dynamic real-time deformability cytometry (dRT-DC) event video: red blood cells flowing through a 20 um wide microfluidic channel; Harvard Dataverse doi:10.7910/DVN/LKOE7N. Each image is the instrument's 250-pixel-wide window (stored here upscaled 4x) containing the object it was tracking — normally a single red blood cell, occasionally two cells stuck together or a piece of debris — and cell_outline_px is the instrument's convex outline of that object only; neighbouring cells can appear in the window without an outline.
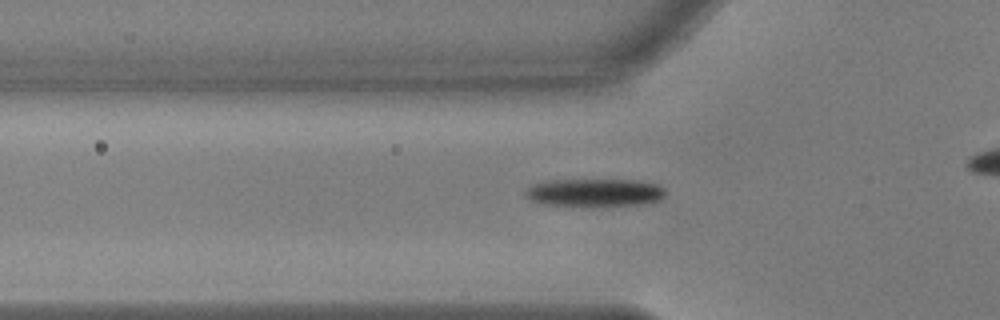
{"species": "common noctule bat (a hibernating species)", "species_latin": "Nyctalus noctula", "temperature_condition": "warm", "stored_images_in_passage": 34, "camera_frame_rate_fps": 3000, "um_per_image_px": 0.085, "animal": {"sex": "male", "body_mass_g": 17.9, "forearm_length_mm": 54.2}, "frame": {"image": 1, "passage_image": 7, "time_ms": 2.0, "image_size_px": [1000, 320], "cell_outline_px": [[664, 196], [660, 200], [632, 204], [544, 204], [532, 200], [524, 196], [524, 192], [532, 184], [544, 180], [636, 180], [656, 184], [664, 188]], "centroid_in_image_um": [50.49, 16.32], "position_along_channel_um": 75.3, "area_um2": 21.91}}
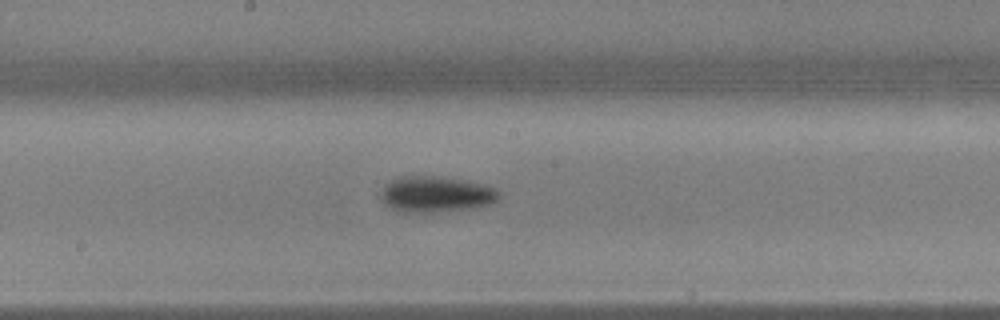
{"frame": {"image": 2, "passage_image": 18, "time_ms": 5.667, "image_size_px": [1000, 320], "cell_outline_px": [[500, 196], [492, 204], [476, 208], [436, 212], [400, 212], [384, 204], [380, 200], [380, 192], [384, 184], [392, 180], [404, 176], [444, 176], [468, 180], [484, 184], [496, 188], [500, 192]], "centroid_in_image_um": [37.07, 16.51], "position_along_channel_um": 211.1, "area_um2": 25.32}}
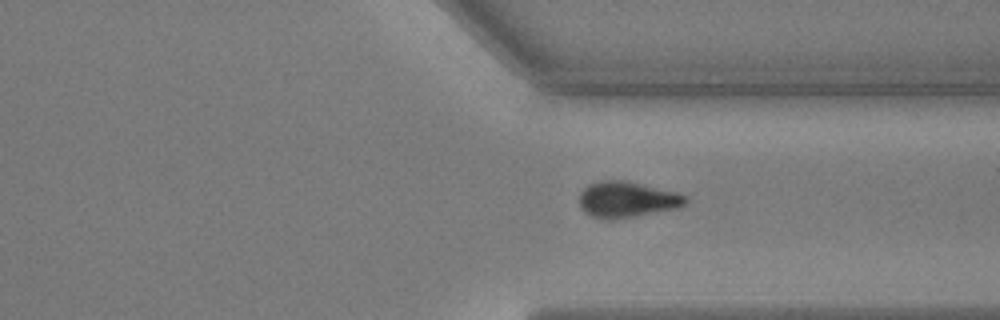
{"frame": {"image": 3, "passage_image": 30, "time_ms": 9.667, "image_size_px": [1000, 320], "cell_outline_px": [[688, 200], [680, 208], [632, 216], [592, 216], [584, 212], [580, 208], [580, 192], [588, 184], [600, 180], [624, 180], [680, 192], [688, 196]], "centroid_in_image_um": [53.35, 16.9], "position_along_channel_um": 358.0, "area_um2": 21.85}}